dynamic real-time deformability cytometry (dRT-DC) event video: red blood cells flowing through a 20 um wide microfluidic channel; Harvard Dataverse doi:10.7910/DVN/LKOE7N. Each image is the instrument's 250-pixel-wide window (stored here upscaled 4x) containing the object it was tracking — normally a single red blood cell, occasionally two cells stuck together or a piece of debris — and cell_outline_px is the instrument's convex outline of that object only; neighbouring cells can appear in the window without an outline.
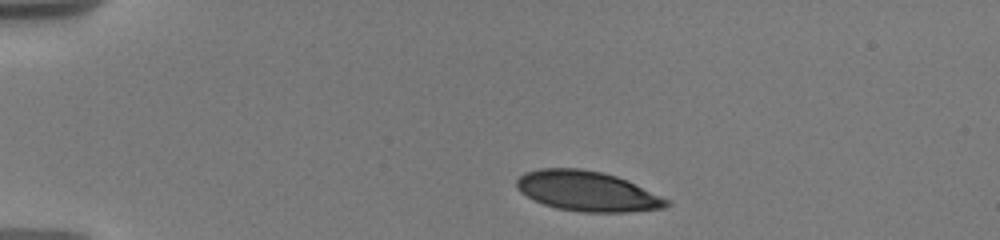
{"species": "human", "species_latin": "Homo sapiens", "temperature_condition": "warm", "stored_images_in_passage": 35, "camera_frame_rate_fps": 3000, "um_per_image_px": 0.085, "donor": {"sex": "male"}, "frame": {"image": 1, "passage_image": 1, "time_ms": 0.0, "image_size_px": [1000, 240], "cell_outline_px": [[668, 204], [664, 208], [624, 212], [580, 212], [556, 208], [544, 204], [520, 192], [516, 188], [516, 180], [524, 172], [540, 168], [580, 168], [600, 172], [616, 176], [660, 196], [668, 200]], "centroid_in_image_um": [49.84, 16.25], "position_along_channel_um": 35.2, "area_um2": 34.51}}
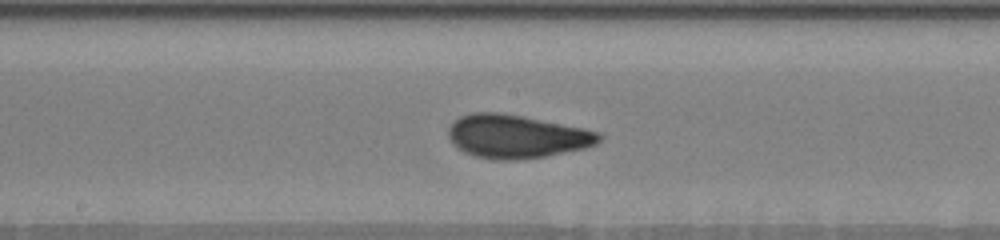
{"frame": {"image": 2, "passage_image": 15, "time_ms": 6.333, "image_size_px": [1000, 240], "cell_outline_px": [[604, 136], [596, 144], [584, 148], [544, 156], [516, 160], [504, 160], [476, 156], [464, 152], [448, 136], [448, 128], [460, 116], [472, 112], [500, 112], [524, 116], [584, 128], [600, 132]], "centroid_in_image_um": [43.94, 11.58], "position_along_channel_um": 204.3, "area_um2": 37.8}}
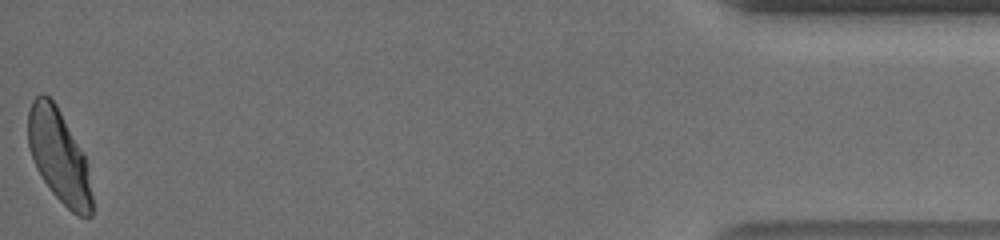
{"frame": {"image": 3, "passage_image": 34, "time_ms": 14.667, "image_size_px": [1000, 240], "cell_outline_px": [[92, 216], [80, 216], [72, 212], [52, 192], [36, 168], [28, 144], [28, 112], [32, 100], [40, 92], [44, 92], [56, 104], [84, 156], [92, 196]], "centroid_in_image_um": [4.98, 13.24], "position_along_channel_um": 430.2, "area_um2": 33.87}, "authors_computed_cell_mechanics": {"area_um2": 36.1828, "velocity_mm_per_s": 3.6522, "shape_relaxation_time_tau1_ms": 4.2605, "shape_relaxation_time_tau2_ms": 0.7306, "deformation_change_tau1": 0.1576, "deformation_change_tau2": 0.0461}}